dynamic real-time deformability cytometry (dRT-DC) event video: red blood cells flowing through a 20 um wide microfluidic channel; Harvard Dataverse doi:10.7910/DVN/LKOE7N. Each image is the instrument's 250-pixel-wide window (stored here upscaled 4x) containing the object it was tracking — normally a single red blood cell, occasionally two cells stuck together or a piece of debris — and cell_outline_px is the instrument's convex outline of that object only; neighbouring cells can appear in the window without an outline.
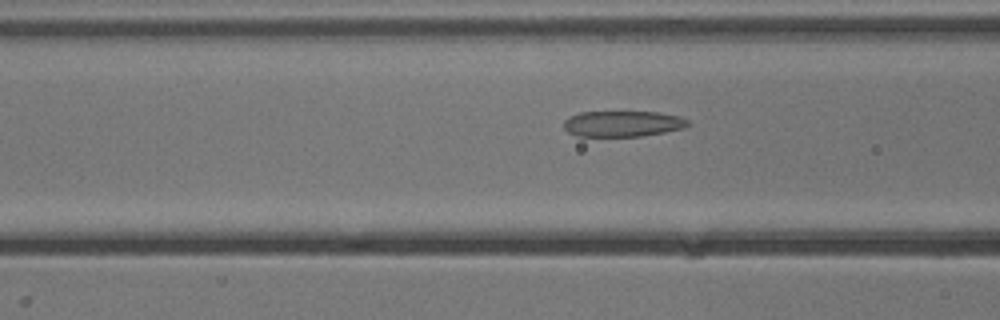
{"species": "common noctule bat (a hibernating species)", "species_latin": "Nyctalus noctula", "temperature_condition": "cold", "stored_images_in_passage": 48, "camera_frame_rate_fps": 3000, "um_per_image_px": 0.085, "animal": {"sex": "male", "body_mass_g": 13.3}, "frame": {"image": 1, "passage_image": 16, "time_ms": 5.0, "image_size_px": [1000, 320], "cell_outline_px": [[688, 124], [684, 128], [664, 132], [640, 136], [576, 136], [568, 132], [564, 128], [564, 120], [568, 116], [580, 112], [656, 112], [680, 116], [688, 120]], "centroid_in_image_um": [52.89, 10.51], "position_along_channel_um": 113.7, "area_um2": 18.67}}
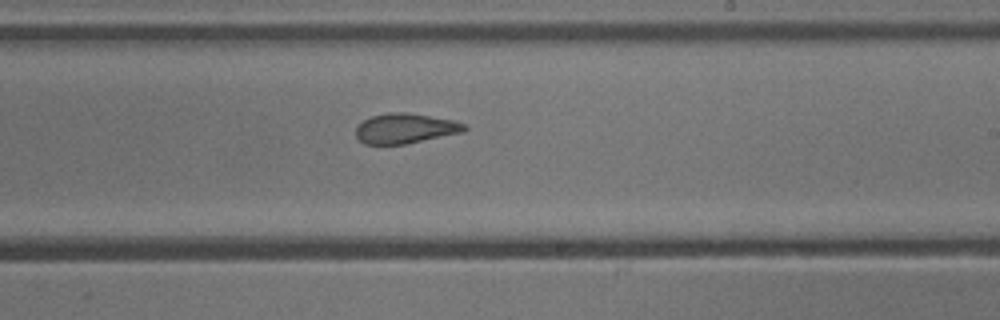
{"frame": {"image": 2, "passage_image": 27, "time_ms": 8.667, "image_size_px": [1000, 320], "cell_outline_px": [[468, 128], [464, 132], [404, 144], [364, 144], [356, 136], [356, 128], [364, 120], [372, 116], [388, 112], [408, 112], [452, 120], [468, 124]], "centroid_in_image_um": [34.48, 10.91], "position_along_channel_um": 254.5, "area_um2": 18.96}}
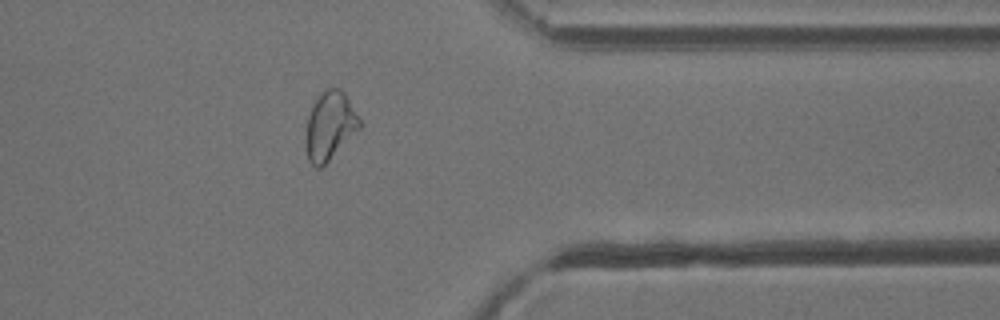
{"frame": {"image": 3, "passage_image": 38, "time_ms": 12.333, "image_size_px": [1000, 320], "cell_outline_px": [[360, 128], [320, 168], [316, 168], [308, 160], [304, 144], [304, 136], [308, 116], [312, 104], [324, 88], [340, 88], [344, 92], [360, 120]], "centroid_in_image_um": [27.98, 10.68], "position_along_channel_um": 383.4, "area_um2": 21.33}, "authors_computed_cell_mechanics": {"area_um2": 21.2993, "velocity_mm_per_s": 3.8392, "shape_relaxation_time_tau1_ms": null, "shape_relaxation_time_tau2_ms": 1.6922, "deformation_change_tau1": null, "deformation_change_tau2": 0.0938}}